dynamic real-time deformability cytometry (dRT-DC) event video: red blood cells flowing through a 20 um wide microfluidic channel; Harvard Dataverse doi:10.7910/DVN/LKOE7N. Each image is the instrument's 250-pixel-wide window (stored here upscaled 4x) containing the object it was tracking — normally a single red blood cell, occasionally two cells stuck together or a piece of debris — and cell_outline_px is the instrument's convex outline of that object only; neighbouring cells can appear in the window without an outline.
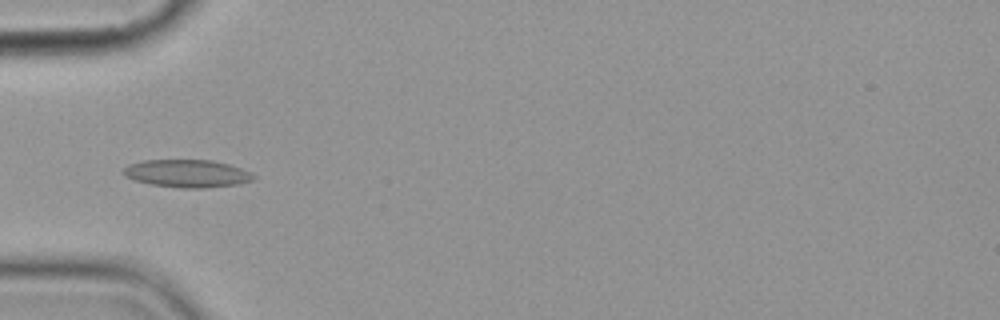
{"species": "common noctule bat (a hibernating species)", "species_latin": "Nyctalus noctula", "temperature_condition": "cold", "stored_images_in_passage": 8, "camera_frame_rate_fps": 3000, "um_per_image_px": 0.085, "animal": {"sex": "female", "body_mass_g": 19.9}, "frame": {"image": 1, "passage_image": 5, "time_ms": 5.667, "image_size_px": [1000, 320], "cell_outline_px": [[256, 176], [252, 180], [240, 184], [204, 188], [180, 188], [152, 184], [132, 180], [124, 176], [120, 172], [128, 164], [144, 160], [212, 160], [228, 164], [252, 172]], "centroid_in_image_um": [15.88, 14.75], "position_along_channel_um": 69.1, "area_um2": 21.21}}
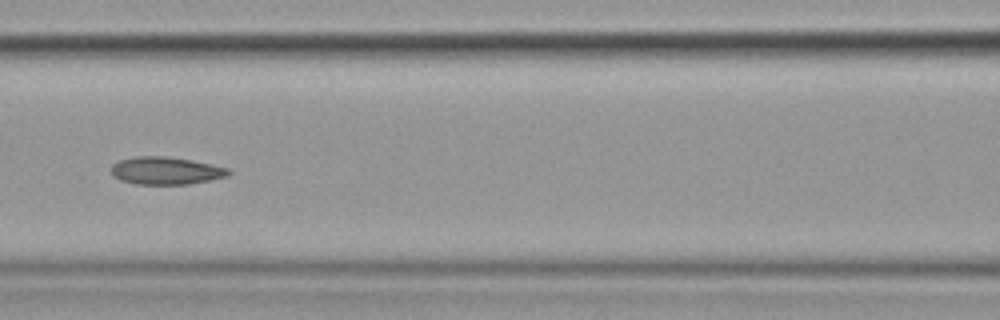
{"frame": {"image": 2, "passage_image": 7, "time_ms": 8.0, "image_size_px": [1000, 320], "cell_outline_px": [[232, 172], [228, 176], [188, 184], [136, 184], [120, 180], [112, 176], [112, 164], [120, 160], [136, 156], [168, 156], [192, 160], [212, 164], [228, 168]], "centroid_in_image_um": [14.1, 14.5], "position_along_channel_um": 152.5, "area_um2": 18.9}}
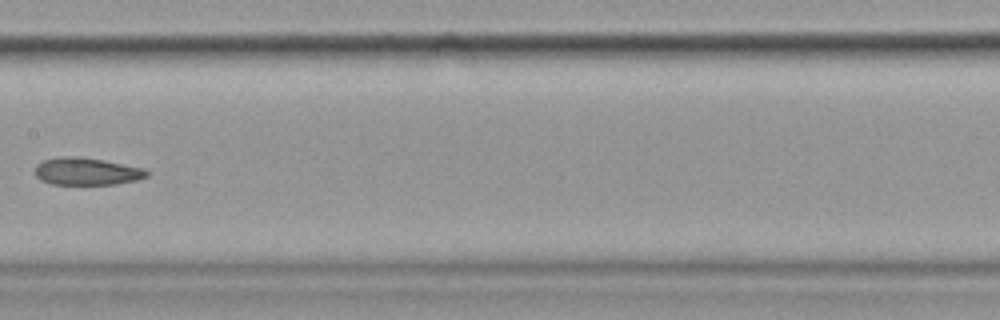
{"frame": {"image": 3, "passage_image": 8, "time_ms": 9.333, "image_size_px": [1000, 320], "cell_outline_px": [[148, 176], [136, 180], [116, 184], [48, 184], [40, 180], [36, 176], [36, 164], [44, 160], [56, 156], [80, 156], [104, 160], [144, 168], [148, 172]], "centroid_in_image_um": [7.34, 14.56], "position_along_channel_um": 200.1, "area_um2": 17.98}}